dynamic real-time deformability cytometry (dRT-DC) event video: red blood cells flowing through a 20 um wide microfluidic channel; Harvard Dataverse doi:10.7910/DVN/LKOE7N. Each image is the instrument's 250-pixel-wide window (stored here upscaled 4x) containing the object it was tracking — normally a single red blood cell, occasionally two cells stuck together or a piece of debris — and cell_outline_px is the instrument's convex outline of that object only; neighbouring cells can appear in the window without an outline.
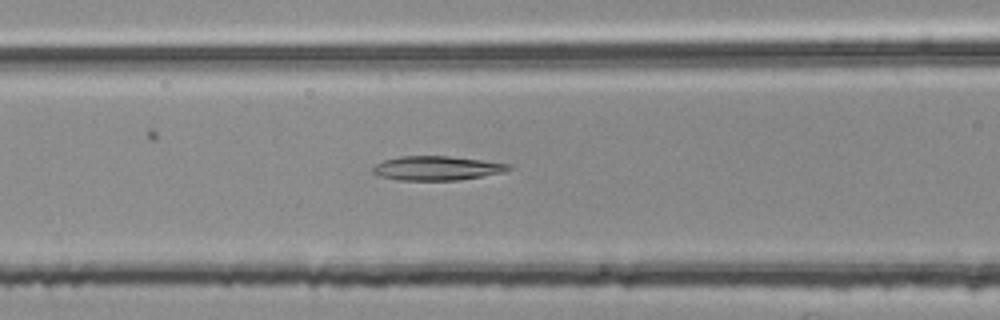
{"species": "common noctule bat (a hibernating species)", "species_latin": "Nyctalus noctula", "temperature_condition": "room temperature", "stored_images_in_passage": 52, "segment_of_instrument_passage": [2, 2], "camera_frame_rate_fps": 3000, "um_per_image_px": 0.085, "animal": {"sex": "female", "body_mass_g": 25.1}, "frame": {"image": 1, "passage_image": 22, "time_ms": 7.0, "image_size_px": [1000, 320], "cell_outline_px": [[512, 168], [504, 172], [460, 180], [400, 180], [380, 176], [372, 172], [372, 168], [376, 164], [384, 160], [400, 156], [448, 156], [512, 164]], "centroid_in_image_um": [37.14, 14.29], "position_along_channel_um": 129.5, "area_um2": 19.07}}
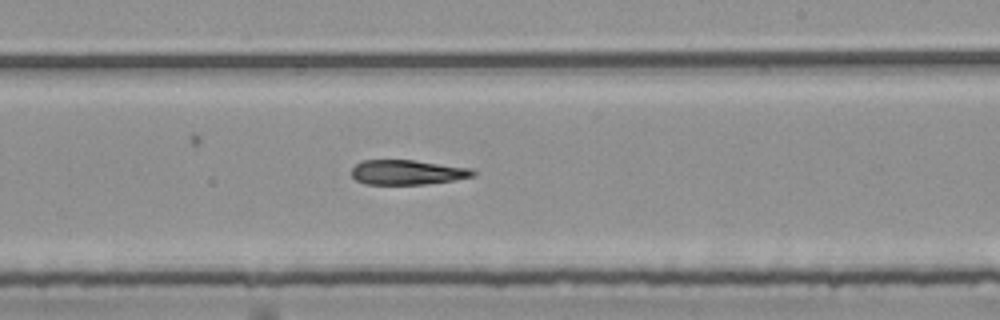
{"frame": {"image": 2, "passage_image": 32, "time_ms": 10.333, "image_size_px": [1000, 320], "cell_outline_px": [[476, 176], [456, 180], [424, 184], [364, 184], [356, 180], [352, 176], [352, 168], [360, 160], [416, 160], [472, 168], [476, 172]], "centroid_in_image_um": [34.66, 14.64], "position_along_channel_um": 254.3, "area_um2": 17.74}}
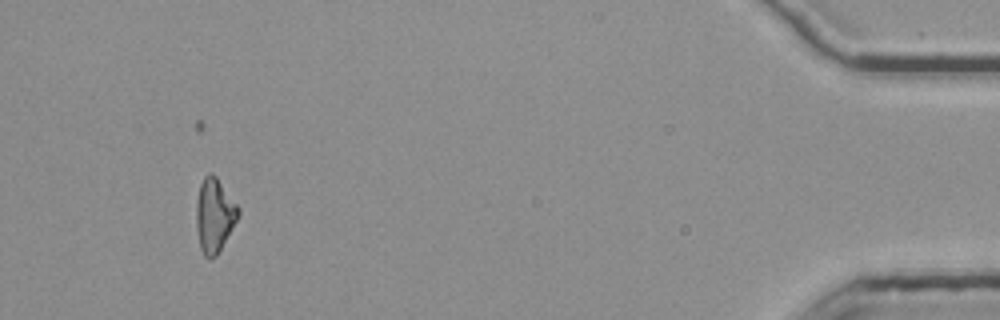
{"frame": {"image": 3, "passage_image": 51, "time_ms": 16.667, "image_size_px": [1000, 320], "cell_outline_px": [[240, 216], [216, 256], [212, 260], [208, 260], [204, 256], [200, 248], [196, 228], [196, 200], [200, 184], [204, 176], [208, 172], [212, 172], [216, 176], [240, 208]], "centroid_in_image_um": [18.22, 18.3], "position_along_channel_um": 417.0, "area_um2": 18.44}}